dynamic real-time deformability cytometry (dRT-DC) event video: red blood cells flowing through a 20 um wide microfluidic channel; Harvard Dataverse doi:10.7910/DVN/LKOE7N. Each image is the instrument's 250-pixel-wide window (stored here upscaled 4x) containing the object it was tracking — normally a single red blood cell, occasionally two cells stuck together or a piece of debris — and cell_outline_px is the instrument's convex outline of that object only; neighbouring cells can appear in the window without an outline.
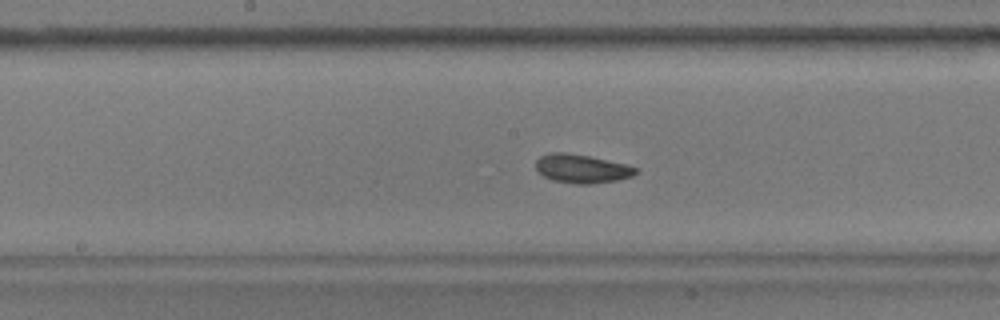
{"species": "common noctule bat (a hibernating species)", "species_latin": "Nyctalus noctula", "temperature_condition": "warm", "stored_images_in_passage": 57, "camera_frame_rate_fps": 3000, "um_per_image_px": 0.085, "animal": {"sex": "male", "body_mass_g": 17.9}, "frame": {"image": 1, "passage_image": 28, "time_ms": 9.0, "image_size_px": [1000, 320], "cell_outline_px": [[640, 172], [632, 176], [616, 180], [588, 184], [576, 184], [552, 180], [536, 172], [536, 160], [540, 156], [552, 152], [564, 152], [588, 156], [624, 164], [640, 168]], "centroid_in_image_um": [49.44, 14.34], "position_along_channel_um": 198.8, "area_um2": 16.7}}
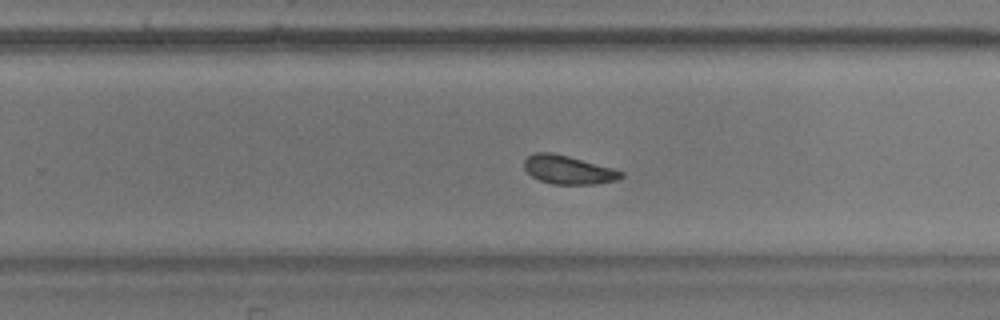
{"frame": {"image": 2, "passage_image": 35, "time_ms": 11.333, "image_size_px": [1000, 320], "cell_outline_px": [[624, 176], [616, 180], [596, 184], [552, 184], [540, 180], [532, 176], [524, 168], [524, 160], [528, 156], [536, 152], [552, 152], [568, 156], [612, 168], [624, 172]], "centroid_in_image_um": [48.29, 14.43], "position_along_channel_um": 281.5, "area_um2": 16.01}}
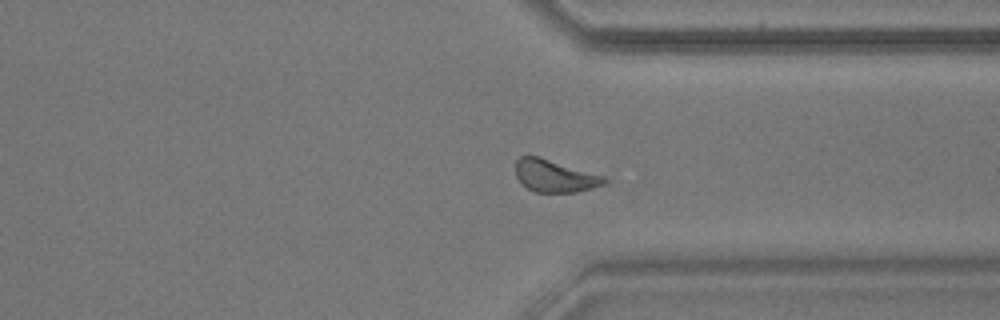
{"frame": {"image": 3, "passage_image": 42, "time_ms": 13.667, "image_size_px": [1000, 320], "cell_outline_px": [[608, 184], [576, 192], [536, 192], [520, 184], [516, 176], [516, 160], [520, 156], [540, 156], [604, 176], [608, 180]], "centroid_in_image_um": [47.16, 14.95], "position_along_channel_um": 364.2, "area_um2": 16.88}, "authors_computed_cell_mechanics": {"area_um2": 16.9932, "velocity_mm_per_s": 3.5633, "shape_relaxation_time_tau1_ms": null, "shape_relaxation_time_tau2_ms": 5.3875, "deformation_change_tau1": null, "deformation_change_tau2": 0.115}}